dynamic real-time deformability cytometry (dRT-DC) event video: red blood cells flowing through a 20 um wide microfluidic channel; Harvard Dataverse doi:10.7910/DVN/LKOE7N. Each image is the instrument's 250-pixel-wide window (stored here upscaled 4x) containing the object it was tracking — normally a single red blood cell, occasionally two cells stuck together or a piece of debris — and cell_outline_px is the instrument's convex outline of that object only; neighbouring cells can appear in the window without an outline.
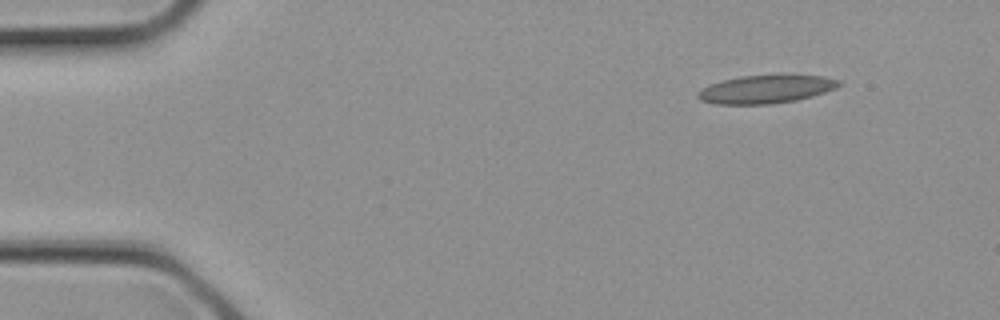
{"species": "common noctule bat (a hibernating species)", "species_latin": "Nyctalus noctula", "temperature_condition": "cold", "stored_images_in_passage": 2, "camera_frame_rate_fps": 3000, "um_per_image_px": 0.085, "animal": {"sex": "female", "body_mass_g": 21.9}, "frame": {"image": 1, "passage_image": 1, "time_ms": 0.0, "image_size_px": [1000, 320], "cell_outline_px": [[840, 84], [836, 88], [812, 96], [796, 100], [772, 104], [716, 104], [700, 100], [696, 96], [696, 92], [712, 84], [724, 80], [740, 76], [824, 76], [840, 80]], "centroid_in_image_um": [65.09, 7.6], "position_along_channel_um": 19.9, "area_um2": 22.72}}